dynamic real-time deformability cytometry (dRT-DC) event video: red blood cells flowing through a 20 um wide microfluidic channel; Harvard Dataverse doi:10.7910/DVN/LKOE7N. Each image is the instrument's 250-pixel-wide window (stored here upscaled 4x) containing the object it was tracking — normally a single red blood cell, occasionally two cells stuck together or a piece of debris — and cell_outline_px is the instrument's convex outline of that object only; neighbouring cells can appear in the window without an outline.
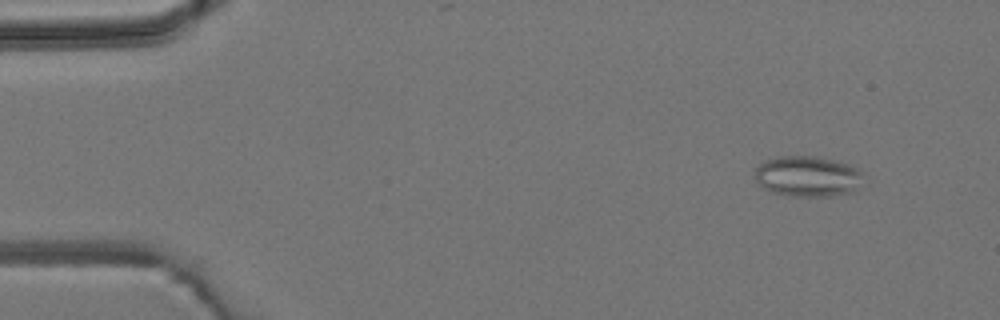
{"species": "common noctule bat (a hibernating species)", "species_latin": "Nyctalus noctula", "temperature_condition": "room temperature", "stored_images_in_passage": 5, "camera_frame_rate_fps": 3000, "um_per_image_px": 0.085, "animal": {"sex": "male", "body_mass_g": 19.2, "forearm_length_mm": 51.8}, "frame": {"image": 1, "passage_image": 2, "time_ms": 1.0, "image_size_px": [1000, 320], "cell_outline_px": [[860, 172], [856, 192], [832, 196], [788, 196], [772, 192], [764, 188], [756, 180], [756, 168], [764, 160], [780, 156], [820, 156], [852, 164]], "centroid_in_image_um": [68.64, 14.98], "position_along_channel_um": 16.4, "area_um2": 25.72}}